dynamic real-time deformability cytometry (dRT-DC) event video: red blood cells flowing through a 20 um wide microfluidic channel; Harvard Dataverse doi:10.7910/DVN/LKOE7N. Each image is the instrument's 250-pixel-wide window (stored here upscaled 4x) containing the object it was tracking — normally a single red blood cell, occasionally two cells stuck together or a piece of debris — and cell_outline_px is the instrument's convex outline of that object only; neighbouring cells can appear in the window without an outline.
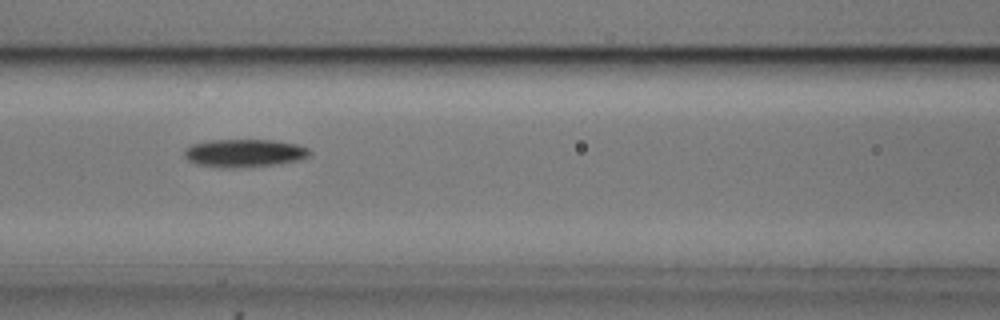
{"species": "common noctule bat (a hibernating species)", "species_latin": "Nyctalus noctula", "temperature_condition": "cold", "stored_images_in_passage": 10, "camera_frame_rate_fps": 3000, "um_per_image_px": 0.085, "animal": {"sex": "male", "body_mass_g": 20.5, "forearm_length_mm": 52.5}, "frame": {"image": 1, "passage_image": 6, "time_ms": 1.667, "image_size_px": [1000, 320], "cell_outline_px": [[312, 152], [308, 156], [296, 160], [276, 164], [232, 168], [224, 168], [196, 164], [188, 160], [184, 156], [184, 148], [192, 144], [208, 140], [272, 140], [296, 144], [308, 148]], "centroid_in_image_um": [20.71, 13.01], "position_along_channel_um": 145.9, "area_um2": 20.35}}
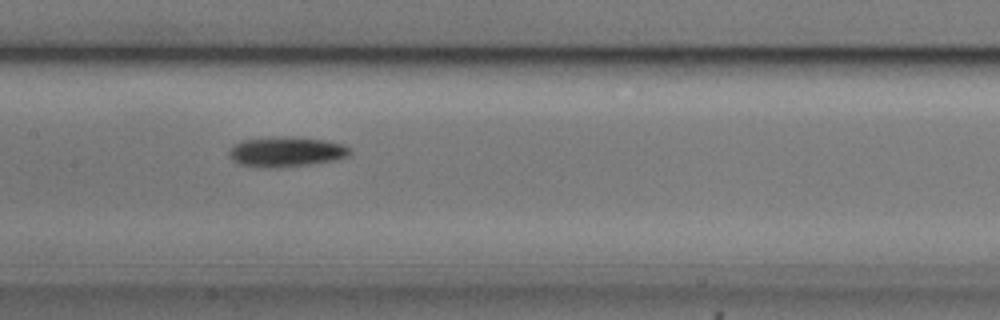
{"frame": {"image": 2, "passage_image": 7, "time_ms": 2.0, "image_size_px": [1000, 320], "cell_outline_px": [[352, 152], [348, 156], [332, 160], [308, 164], [276, 168], [268, 168], [240, 164], [232, 160], [228, 152], [240, 140], [324, 140], [344, 144]], "centroid_in_image_um": [24.33, 12.97], "position_along_channel_um": 183.1, "area_um2": 19.65}}